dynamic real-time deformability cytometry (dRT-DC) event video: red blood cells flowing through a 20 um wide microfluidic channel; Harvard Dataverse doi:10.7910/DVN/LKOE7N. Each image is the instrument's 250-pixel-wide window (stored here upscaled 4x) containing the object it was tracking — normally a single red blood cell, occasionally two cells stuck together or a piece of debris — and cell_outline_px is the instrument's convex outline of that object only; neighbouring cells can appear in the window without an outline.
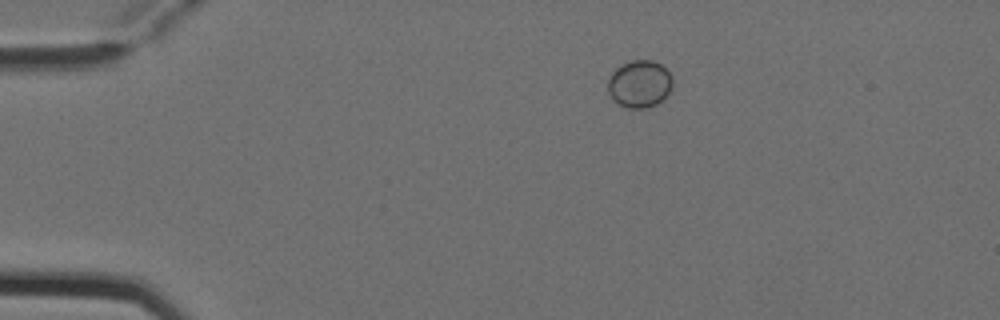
{"species": "Egyptian fruit bat (a non-hibernating species)", "species_latin": "Rousettus aegyptiacus", "temperature_condition": "cold", "stored_images_in_passage": 5, "camera_frame_rate_fps": 3000, "um_per_image_px": 0.085, "animal": {"sex": "female"}, "frame": {"image": 1, "passage_image": 3, "time_ms": 0.667, "image_size_px": [1000, 320], "cell_outline_px": [[672, 88], [656, 104], [644, 108], [628, 108], [612, 100], [608, 92], [608, 80], [612, 72], [616, 68], [632, 60], [652, 60], [660, 64], [672, 76]], "centroid_in_image_um": [54.34, 7.13], "position_along_channel_um": 30.7, "area_um2": 17.63}}
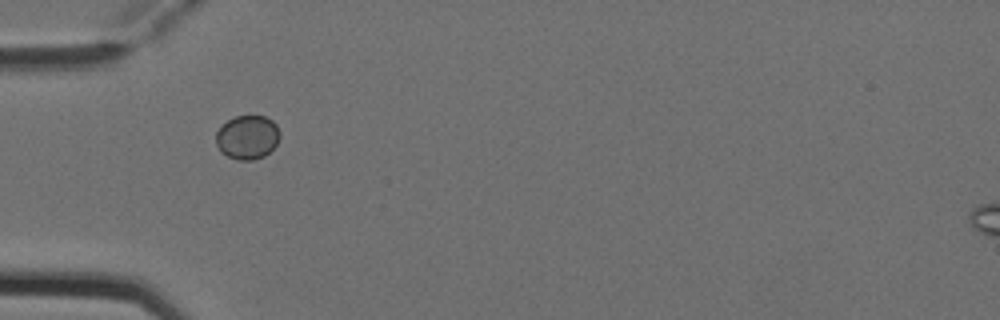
{"frame": {"image": 2, "passage_image": 5, "time_ms": 1.333, "image_size_px": [1000, 320], "cell_outline_px": [[280, 136], [276, 144], [264, 156], [252, 160], [236, 160], [220, 152], [216, 144], [216, 132], [228, 120], [236, 116], [264, 116], [272, 120], [276, 124], [280, 132]], "centroid_in_image_um": [21.02, 11.67], "position_along_channel_um": 64.0, "area_um2": 16.3}}